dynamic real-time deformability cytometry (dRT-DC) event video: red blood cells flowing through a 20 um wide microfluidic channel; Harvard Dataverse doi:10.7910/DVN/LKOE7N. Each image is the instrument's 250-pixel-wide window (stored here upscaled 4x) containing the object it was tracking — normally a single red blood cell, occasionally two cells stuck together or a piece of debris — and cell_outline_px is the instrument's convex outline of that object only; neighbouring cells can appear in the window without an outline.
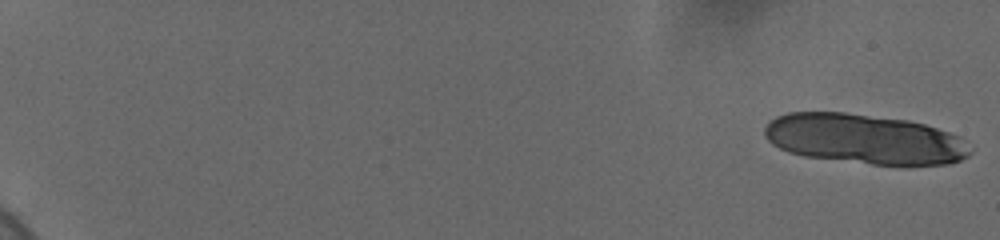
{"species": "human", "species_latin": "Homo sapiens", "temperature_condition": "cold", "stored_images_in_passage": 32, "camera_frame_rate_fps": 3000, "um_per_image_px": 0.085, "donor": {"sex": "female"}, "frame": {"image": 1, "passage_image": 1, "time_ms": 0.0, "image_size_px": [1000, 240], "cell_outline_px": [[972, 152], [968, 156], [960, 160], [948, 164], [872, 164], [804, 156], [788, 152], [772, 144], [764, 136], [764, 128], [776, 116], [788, 112], [844, 112], [908, 120], [924, 124], [960, 136]], "centroid_in_image_um": [73.45, 11.81], "position_along_channel_um": 11.5, "area_um2": 59.48}}